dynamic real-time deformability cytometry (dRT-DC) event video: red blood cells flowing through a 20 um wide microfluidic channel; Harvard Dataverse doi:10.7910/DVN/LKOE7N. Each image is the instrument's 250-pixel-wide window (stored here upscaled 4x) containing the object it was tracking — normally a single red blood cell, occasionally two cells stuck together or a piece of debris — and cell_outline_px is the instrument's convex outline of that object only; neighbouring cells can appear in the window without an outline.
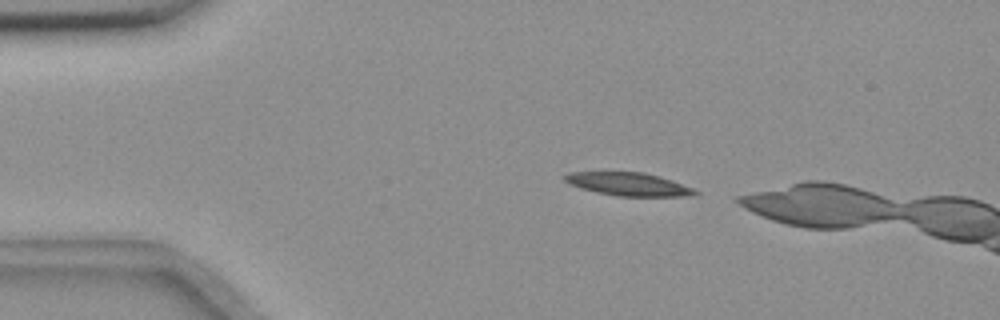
{"species": "common noctule bat (a hibernating species)", "species_latin": "Nyctalus noctula", "temperature_condition": "room temperature", "stored_images_in_passage": 9, "camera_frame_rate_fps": 3000, "um_per_image_px": 0.085, "animal": {"sex": "female", "body_mass_g": 18.4}, "frame": {"image": 1, "passage_image": 3, "time_ms": 0.667, "image_size_px": [1000, 320], "cell_outline_px": [[700, 196], [616, 196], [596, 192], [580, 188], [564, 180], [564, 176], [572, 172], [644, 172], [660, 176], [672, 180], [692, 188], [700, 192]], "centroid_in_image_um": [53.49, 15.66], "position_along_channel_um": 31.5, "area_um2": 17.57}}